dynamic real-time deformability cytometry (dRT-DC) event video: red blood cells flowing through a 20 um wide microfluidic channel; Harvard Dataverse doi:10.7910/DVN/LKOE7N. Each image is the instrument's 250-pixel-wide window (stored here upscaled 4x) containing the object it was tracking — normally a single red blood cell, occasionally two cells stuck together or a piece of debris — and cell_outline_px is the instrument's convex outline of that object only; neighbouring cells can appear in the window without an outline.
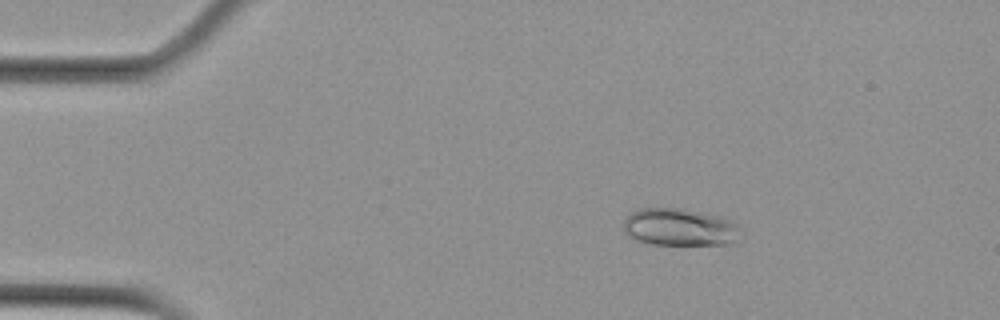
{"species": "Egyptian fruit bat (a non-hibernating species)", "species_latin": "Rousettus aegyptiacus", "temperature_condition": "cold", "stored_images_in_passage": 35, "camera_frame_rate_fps": 3000, "um_per_image_px": 0.085, "animal": {"sex": "female"}, "frame": {"image": 1, "passage_image": 2, "time_ms": 0.333, "image_size_px": [1000, 320], "cell_outline_px": [[744, 232], [736, 240], [728, 244], [652, 244], [636, 240], [628, 236], [624, 228], [624, 220], [632, 212], [640, 208], [676, 208], [724, 216], [732, 220]], "centroid_in_image_um": [57.82, 19.31], "position_along_channel_um": 27.2, "area_um2": 25.61}}
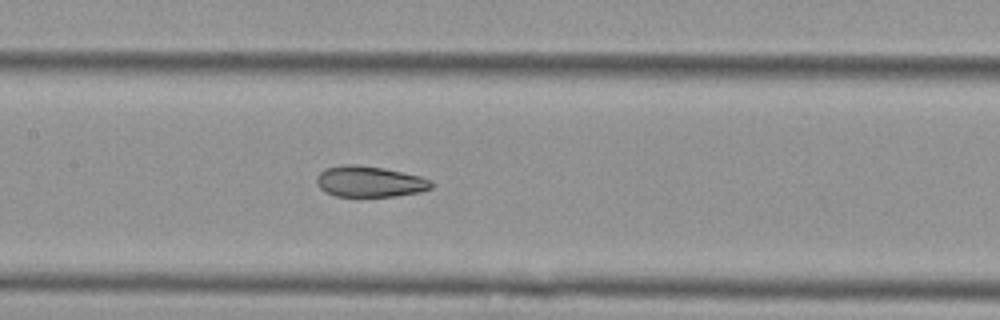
{"frame": {"image": 2, "passage_image": 20, "time_ms": 6.333, "image_size_px": [1000, 320], "cell_outline_px": [[432, 188], [420, 192], [396, 196], [336, 196], [324, 192], [316, 184], [316, 176], [324, 168], [344, 164], [352, 164], [384, 168], [420, 176], [428, 180], [432, 184]], "centroid_in_image_um": [31.36, 15.43], "position_along_channel_um": 176.0, "area_um2": 20.69}}
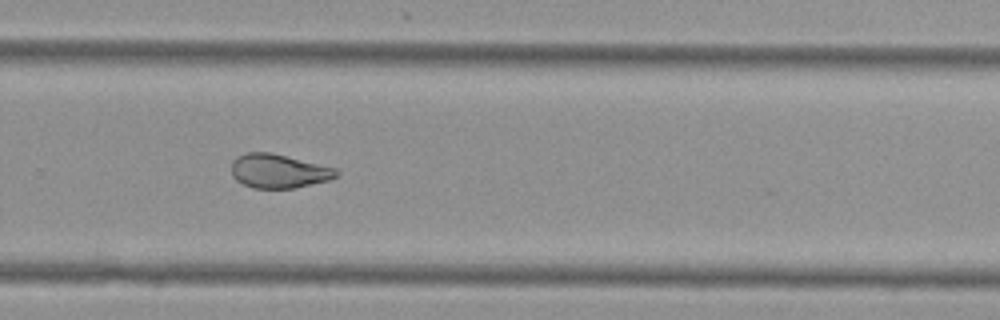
{"frame": {"image": 3, "passage_image": 31, "time_ms": 10.0, "image_size_px": [1000, 320], "cell_outline_px": [[340, 172], [336, 176], [328, 180], [296, 188], [252, 188], [236, 180], [232, 176], [232, 160], [236, 156], [244, 152], [272, 152], [340, 168]], "centroid_in_image_um": [23.71, 14.52], "position_along_channel_um": 306.1, "area_um2": 21.21}}